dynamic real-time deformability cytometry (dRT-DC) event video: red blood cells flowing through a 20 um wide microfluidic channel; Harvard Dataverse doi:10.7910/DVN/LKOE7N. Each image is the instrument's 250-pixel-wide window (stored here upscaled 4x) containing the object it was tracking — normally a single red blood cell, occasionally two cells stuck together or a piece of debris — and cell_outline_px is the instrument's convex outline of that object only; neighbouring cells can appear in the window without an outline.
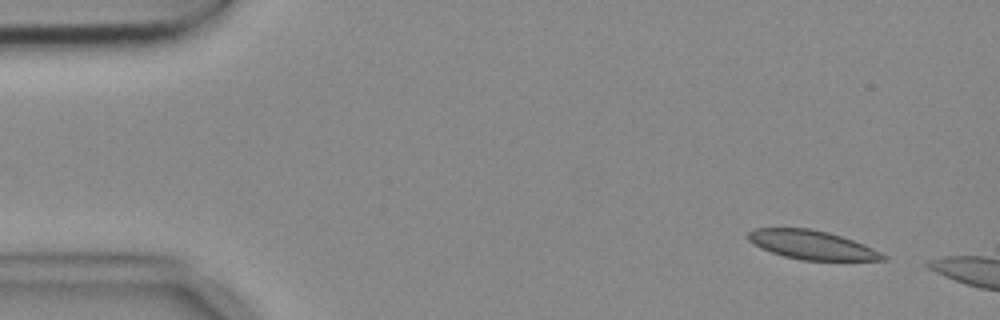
{"species": "common noctule bat (a hibernating species)", "species_latin": "Nyctalus noctula", "temperature_condition": "cold", "stored_images_in_passage": 2, "camera_frame_rate_fps": 3000, "um_per_image_px": 0.085, "animal": {"sex": "female", "body_mass_g": 18.4}, "frame": {"image": 1, "passage_image": 1, "time_ms": 0.0, "image_size_px": [1000, 320], "cell_outline_px": [[888, 260], [800, 260], [784, 256], [760, 248], [752, 244], [748, 240], [748, 232], [752, 228], [808, 228], [828, 232], [864, 244], [888, 256]], "centroid_in_image_um": [68.98, 20.81], "position_along_channel_um": 16.0, "area_um2": 22.66}}